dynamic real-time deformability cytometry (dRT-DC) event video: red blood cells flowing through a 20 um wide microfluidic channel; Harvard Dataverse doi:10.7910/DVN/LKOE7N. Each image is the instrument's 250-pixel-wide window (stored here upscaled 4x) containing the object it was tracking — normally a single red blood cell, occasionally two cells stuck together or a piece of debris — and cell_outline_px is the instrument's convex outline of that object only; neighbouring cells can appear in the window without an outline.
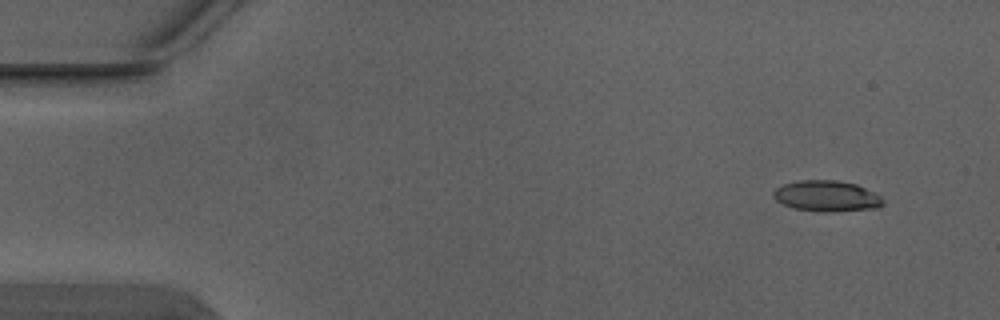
{"species": "Egyptian fruit bat (a non-hibernating species)", "species_latin": "Rousettus aegyptiacus", "temperature_condition": "warm", "stored_images_in_passage": 4, "camera_frame_rate_fps": 3000, "um_per_image_px": 0.085, "animal": {"sex": "male"}, "frame": {"image": 1, "passage_image": 1, "time_ms": 0.0, "image_size_px": [1000, 320], "cell_outline_px": [[884, 204], [876, 208], [832, 212], [824, 212], [796, 208], [784, 204], [776, 200], [772, 196], [772, 192], [776, 188], [784, 184], [800, 180], [836, 180], [856, 184], [880, 196], [884, 200]], "centroid_in_image_um": [70.26, 16.66], "position_along_channel_um": 14.7, "area_um2": 19.59}}
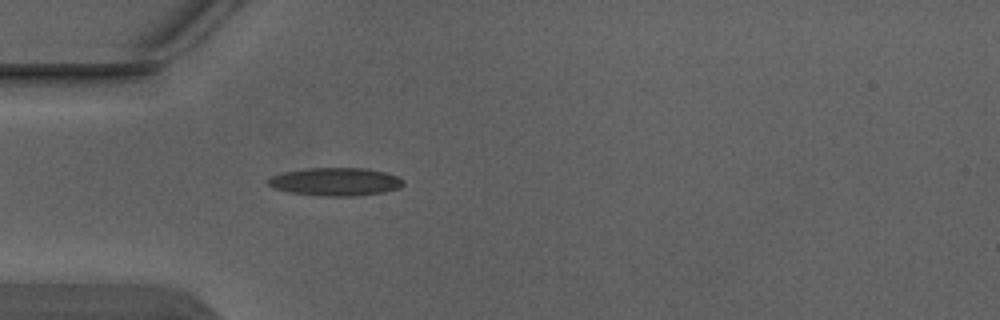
{"frame": {"image": 2, "passage_image": 4, "time_ms": 1.0, "image_size_px": [1000, 320], "cell_outline_px": [[404, 184], [400, 188], [384, 192], [356, 196], [320, 196], [288, 192], [276, 188], [268, 184], [264, 180], [272, 176], [284, 172], [308, 168], [364, 168], [384, 172], [396, 176], [404, 180]], "centroid_in_image_um": [28.51, 15.45], "position_along_channel_um": 56.5, "area_um2": 22.14}}